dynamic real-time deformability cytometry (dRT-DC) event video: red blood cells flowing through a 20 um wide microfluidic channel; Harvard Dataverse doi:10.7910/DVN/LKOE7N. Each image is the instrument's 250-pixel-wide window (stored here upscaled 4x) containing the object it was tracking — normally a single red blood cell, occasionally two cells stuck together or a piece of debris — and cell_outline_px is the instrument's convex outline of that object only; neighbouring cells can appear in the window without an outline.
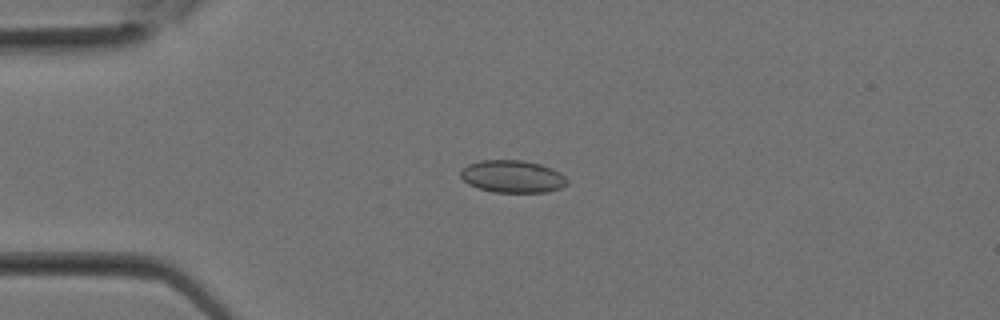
{"species": "Egyptian fruit bat (a non-hibernating species)", "species_latin": "Rousettus aegyptiacus", "temperature_condition": "room temperature", "stored_images_in_passage": 10, "camera_frame_rate_fps": 3000, "um_per_image_px": 0.085, "animal": {"sex": "female"}, "frame": {"image": 1, "passage_image": 5, "time_ms": 1.333, "image_size_px": [1000, 320], "cell_outline_px": [[568, 184], [560, 188], [548, 192], [492, 192], [468, 184], [460, 176], [460, 172], [468, 164], [480, 160], [524, 160], [540, 164], [552, 168], [560, 172], [568, 180]], "centroid_in_image_um": [43.58, 15.0], "position_along_channel_um": 41.4, "area_um2": 20.17}}
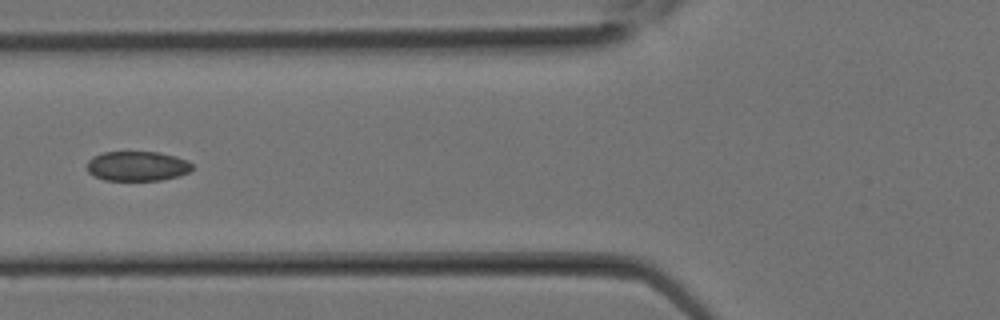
{"frame": {"image": 2, "passage_image": 9, "time_ms": 2.667, "image_size_px": [1000, 320], "cell_outline_px": [[192, 168], [188, 172], [176, 176], [160, 180], [104, 180], [88, 172], [88, 160], [92, 156], [104, 152], [160, 152], [176, 156], [192, 164]], "centroid_in_image_um": [11.64, 14.11], "position_along_channel_um": 114.2, "area_um2": 18.03}}